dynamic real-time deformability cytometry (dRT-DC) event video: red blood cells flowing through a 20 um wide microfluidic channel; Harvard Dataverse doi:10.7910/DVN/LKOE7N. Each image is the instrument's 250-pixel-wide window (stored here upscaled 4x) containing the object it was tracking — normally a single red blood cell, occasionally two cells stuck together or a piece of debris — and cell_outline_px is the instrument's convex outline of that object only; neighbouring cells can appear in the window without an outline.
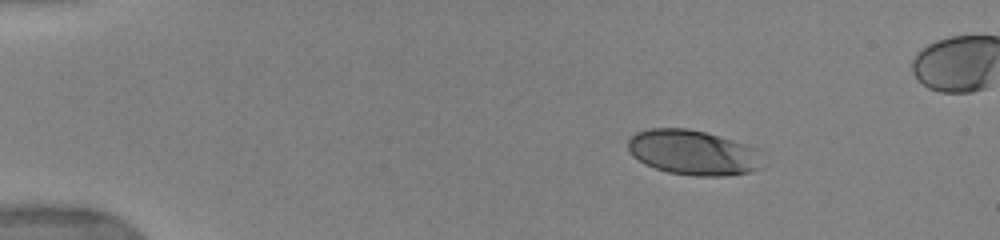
{"species": "human", "species_latin": "Homo sapiens", "temperature_condition": "warm", "stored_images_in_passage": 8, "camera_frame_rate_fps": 3000, "um_per_image_px": 0.085, "donor": {"sex": "female"}, "frame": {"image": 1, "passage_image": 1, "time_ms": 0.0, "image_size_px": [1000, 240], "cell_outline_px": [[764, 168], [748, 172], [728, 176], [692, 176], [668, 172], [644, 164], [632, 156], [628, 152], [628, 140], [636, 132], [652, 128], [688, 128], [704, 132], [732, 140], [756, 148], [760, 152]], "centroid_in_image_um": [58.92, 12.98], "position_along_channel_um": 26.1, "area_um2": 35.55}}